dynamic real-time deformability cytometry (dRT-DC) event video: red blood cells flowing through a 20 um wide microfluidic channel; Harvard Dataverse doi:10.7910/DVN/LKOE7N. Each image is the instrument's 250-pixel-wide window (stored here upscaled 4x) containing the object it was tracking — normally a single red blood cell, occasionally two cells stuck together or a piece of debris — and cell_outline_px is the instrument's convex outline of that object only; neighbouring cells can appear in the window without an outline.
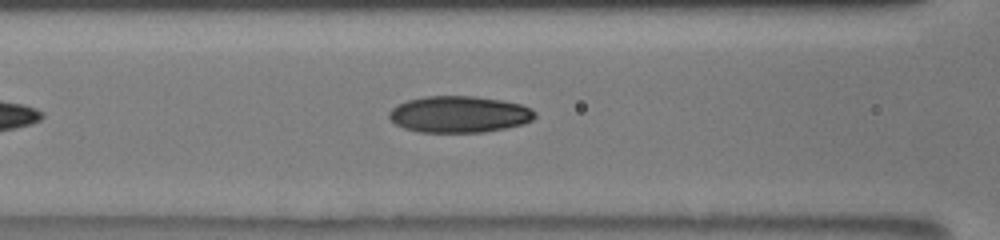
{"species": "human", "species_latin": "Homo sapiens", "temperature_condition": "room temperature", "stored_images_in_passage": 32, "camera_frame_rate_fps": 3000, "um_per_image_px": 0.085, "donor": {"sex": "male"}, "frame": {"image": 1, "passage_image": 8, "time_ms": 2.333, "image_size_px": [1000, 240], "cell_outline_px": [[536, 116], [532, 120], [524, 124], [484, 132], [420, 132], [404, 128], [396, 124], [388, 116], [388, 112], [396, 104], [408, 100], [424, 96], [476, 96], [500, 100], [520, 104], [532, 108], [536, 112]], "centroid_in_image_um": [39.03, 9.71], "position_along_channel_um": 127.6, "area_um2": 31.15}}
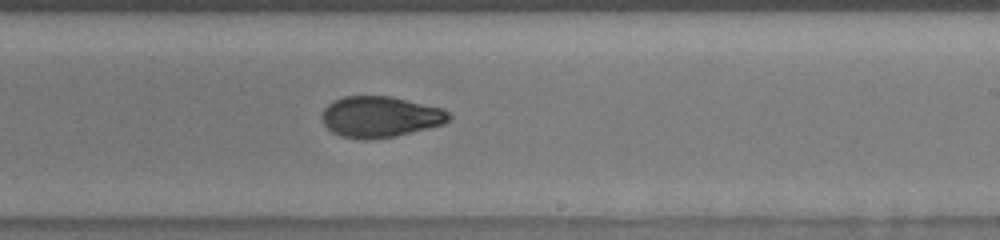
{"frame": {"image": 2, "passage_image": 18, "time_ms": 5.667, "image_size_px": [1000, 240], "cell_outline_px": [[452, 116], [444, 124], [396, 136], [368, 140], [360, 140], [340, 136], [332, 132], [324, 124], [324, 108], [332, 100], [344, 96], [392, 96], [444, 108]], "centroid_in_image_um": [32.34, 9.93], "position_along_channel_um": 256.7, "area_um2": 30.52}}
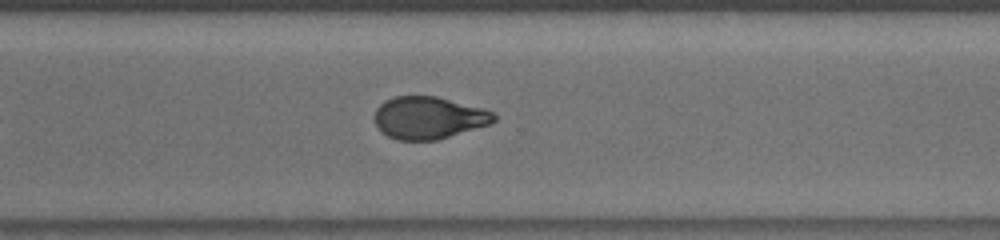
{"frame": {"image": 3, "passage_image": 24, "time_ms": 7.667, "image_size_px": [1000, 240], "cell_outline_px": [[496, 120], [492, 124], [436, 140], [396, 140], [380, 132], [376, 124], [376, 108], [384, 100], [396, 96], [436, 96], [484, 108], [492, 112], [496, 116]], "centroid_in_image_um": [36.45, 10.01], "position_along_channel_um": 334.1, "area_um2": 29.54}}